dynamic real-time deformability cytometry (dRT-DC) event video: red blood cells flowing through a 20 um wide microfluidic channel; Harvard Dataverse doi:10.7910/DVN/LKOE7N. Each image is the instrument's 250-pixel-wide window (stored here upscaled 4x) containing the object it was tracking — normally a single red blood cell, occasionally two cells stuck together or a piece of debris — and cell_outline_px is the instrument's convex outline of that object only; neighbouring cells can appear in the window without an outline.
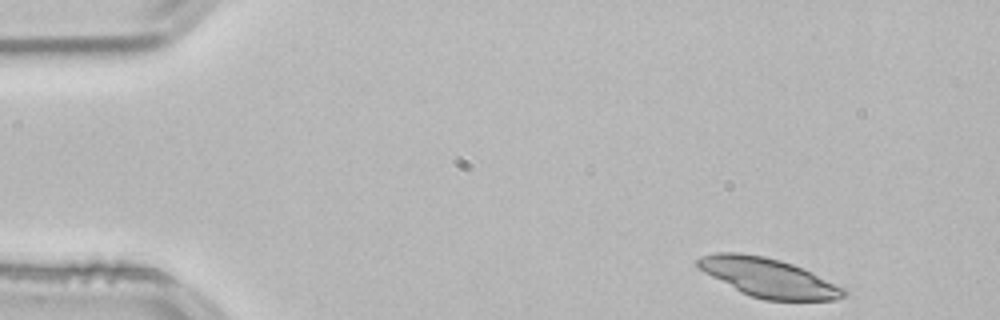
{"species": "common noctule bat (a hibernating species)", "species_latin": "Nyctalus noctula", "temperature_condition": "room temperature", "stored_images_in_passage": 48, "camera_frame_rate_fps": 3000, "um_per_image_px": 0.085, "animal": {"sex": "male", "body_mass_g": 21.5, "forearm_length_mm": 52.0}, "frame": {"image": 1, "passage_image": 1, "time_ms": 0.0, "image_size_px": [1000, 320], "cell_outline_px": [[848, 292], [844, 296], [836, 300], [764, 300], [748, 296], [740, 292], [704, 272], [696, 264], [696, 260], [700, 256], [716, 252], [740, 252], [764, 256], [780, 260], [804, 268], [848, 288]], "centroid_in_image_um": [65.36, 23.6], "position_along_channel_um": 19.6, "area_um2": 33.52}}